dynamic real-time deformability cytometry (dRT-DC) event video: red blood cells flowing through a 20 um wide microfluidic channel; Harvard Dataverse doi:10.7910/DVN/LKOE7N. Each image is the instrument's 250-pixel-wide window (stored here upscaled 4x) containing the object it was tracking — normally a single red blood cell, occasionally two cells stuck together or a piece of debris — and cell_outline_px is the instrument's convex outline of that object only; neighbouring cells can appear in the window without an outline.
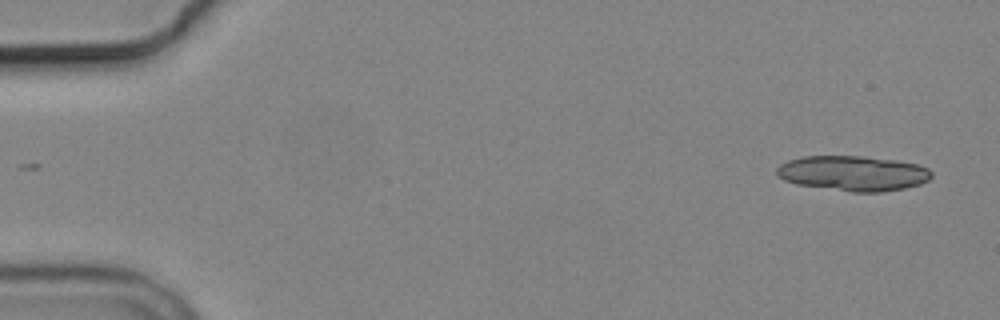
{"species": "common noctule bat (a hibernating species)", "species_latin": "Nyctalus noctula", "temperature_condition": "cold", "stored_images_in_passage": 3, "camera_frame_rate_fps": 3000, "um_per_image_px": 0.085, "animal": {"sex": "male", "body_mass_g": 19.2, "forearm_length_mm": 51.8}, "frame": {"image": 1, "passage_image": 1, "time_ms": 0.0, "image_size_px": [1000, 320], "cell_outline_px": [[932, 176], [928, 180], [920, 184], [904, 188], [880, 192], [852, 192], [796, 184], [784, 180], [776, 176], [776, 168], [780, 164], [788, 160], [804, 156], [864, 156], [896, 160], [916, 164], [928, 168], [932, 172]], "centroid_in_image_um": [72.49, 14.73], "position_along_channel_um": 12.5, "area_um2": 31.79}}